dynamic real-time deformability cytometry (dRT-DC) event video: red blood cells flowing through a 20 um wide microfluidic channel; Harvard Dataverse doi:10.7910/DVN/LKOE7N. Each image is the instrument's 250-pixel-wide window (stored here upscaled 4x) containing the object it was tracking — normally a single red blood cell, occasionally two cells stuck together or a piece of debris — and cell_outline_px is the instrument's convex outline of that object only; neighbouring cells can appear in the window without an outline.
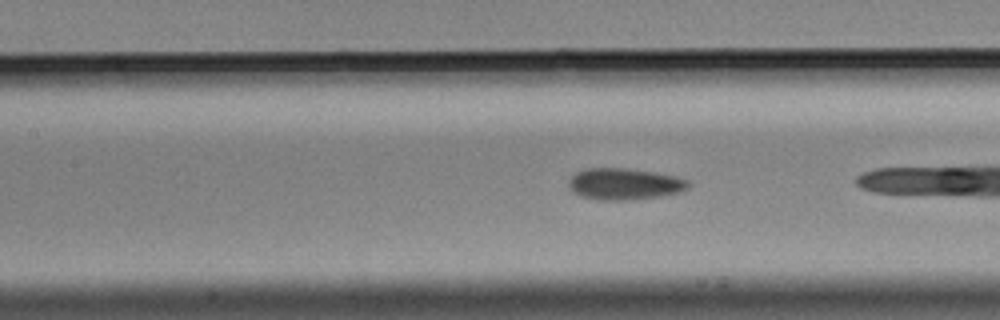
{"species": "Egyptian fruit bat (a non-hibernating species)", "species_latin": "Rousettus aegyptiacus", "temperature_condition": "cold", "stored_images_in_passage": 9, "camera_frame_rate_fps": 3000, "um_per_image_px": 0.085, "animal": {"sex": "male"}, "frame": {"image": 1, "passage_image": 8, "time_ms": 2.333, "image_size_px": [1000, 320], "cell_outline_px": [[688, 188], [680, 192], [660, 196], [624, 200], [596, 200], [572, 192], [568, 188], [568, 180], [576, 172], [588, 168], [624, 168], [652, 172], [676, 176], [688, 180]], "centroid_in_image_um": [53.04, 15.64], "position_along_channel_um": 154.4, "area_um2": 21.85}}